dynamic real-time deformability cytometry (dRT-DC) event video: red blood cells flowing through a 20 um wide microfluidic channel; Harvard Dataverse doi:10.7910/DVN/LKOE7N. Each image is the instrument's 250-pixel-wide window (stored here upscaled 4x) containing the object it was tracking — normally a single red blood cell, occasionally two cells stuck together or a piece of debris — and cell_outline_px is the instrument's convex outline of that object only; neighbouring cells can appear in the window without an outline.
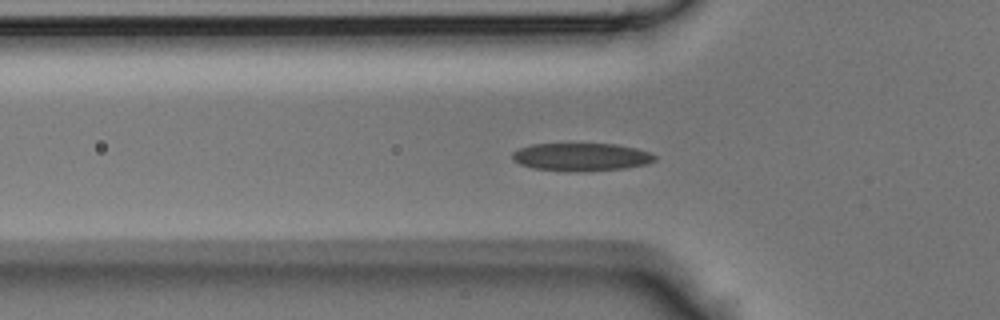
{"species": "Egyptian fruit bat (a non-hibernating species)", "species_latin": "Rousettus aegyptiacus", "temperature_condition": "room temperature", "stored_images_in_passage": 33, "camera_frame_rate_fps": 3000, "um_per_image_px": 0.085, "animal": {"sex": "male"}, "frame": {"image": 1, "passage_image": 2, "time_ms": 0.333, "image_size_px": [1000, 320], "cell_outline_px": [[656, 160], [648, 164], [624, 168], [568, 172], [564, 172], [532, 168], [520, 164], [512, 160], [512, 152], [520, 148], [532, 144], [616, 144], [636, 148], [648, 152], [656, 156]], "centroid_in_image_um": [49.38, 13.35], "position_along_channel_um": 76.4, "area_um2": 23.24}}
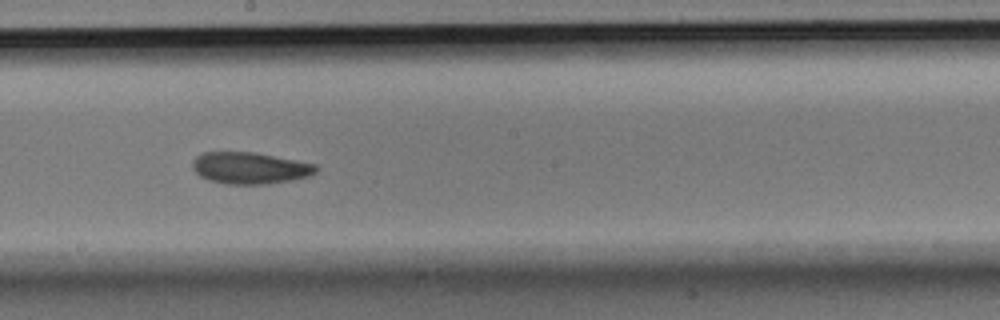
{"frame": {"image": 2, "passage_image": 12, "time_ms": 3.667, "image_size_px": [1000, 320], "cell_outline_px": [[320, 168], [316, 172], [308, 176], [292, 180], [268, 184], [228, 184], [208, 180], [200, 176], [192, 168], [192, 160], [200, 152], [256, 152], [316, 164]], "centroid_in_image_um": [21.24, 14.27], "position_along_channel_um": 227.0, "area_um2": 23.0}}
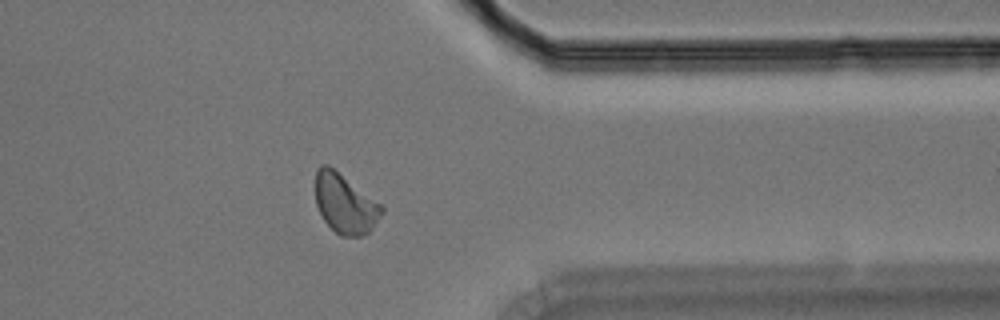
{"frame": {"image": 3, "passage_image": 23, "time_ms": 7.333, "image_size_px": [1000, 320], "cell_outline_px": [[384, 212], [372, 228], [368, 232], [360, 236], [340, 236], [324, 220], [316, 204], [316, 168], [320, 164], [328, 164], [384, 204]], "centroid_in_image_um": [29.36, 17.28], "position_along_channel_um": 382.0, "area_um2": 23.24}}